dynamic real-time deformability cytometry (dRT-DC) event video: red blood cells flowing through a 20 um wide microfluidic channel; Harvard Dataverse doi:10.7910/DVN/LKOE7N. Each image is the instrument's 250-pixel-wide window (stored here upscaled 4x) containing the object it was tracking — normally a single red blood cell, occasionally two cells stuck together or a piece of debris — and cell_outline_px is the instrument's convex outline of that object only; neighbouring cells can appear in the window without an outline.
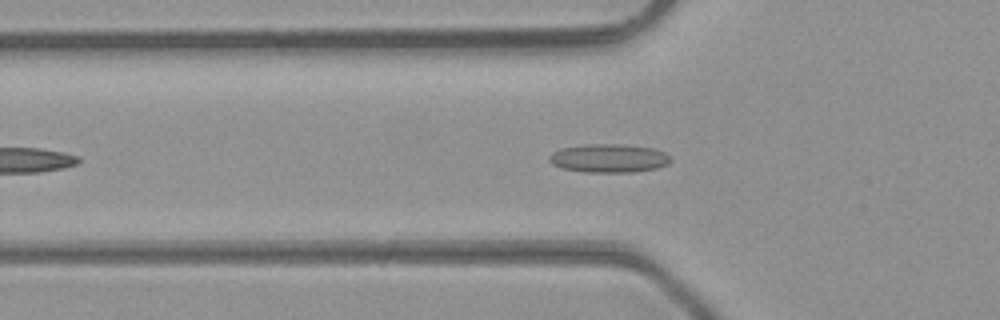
{"species": "common noctule bat (a hibernating species)", "species_latin": "Nyctalus noctula", "temperature_condition": "room temperature", "stored_images_in_passage": 34, "camera_frame_rate_fps": 3000, "um_per_image_px": 0.085, "animal": {"sex": "male", "body_mass_g": 23.1, "forearm_length_mm": 52.7}, "frame": {"image": 1, "passage_image": 8, "time_ms": 2.333, "image_size_px": [1000, 320], "cell_outline_px": [[672, 160], [668, 164], [656, 168], [632, 172], [584, 172], [560, 168], [552, 164], [548, 160], [548, 156], [552, 152], [560, 148], [584, 144], [624, 144], [652, 148], [664, 152]], "centroid_in_image_um": [51.7, 13.44], "position_along_channel_um": 74.1, "area_um2": 20.35}}
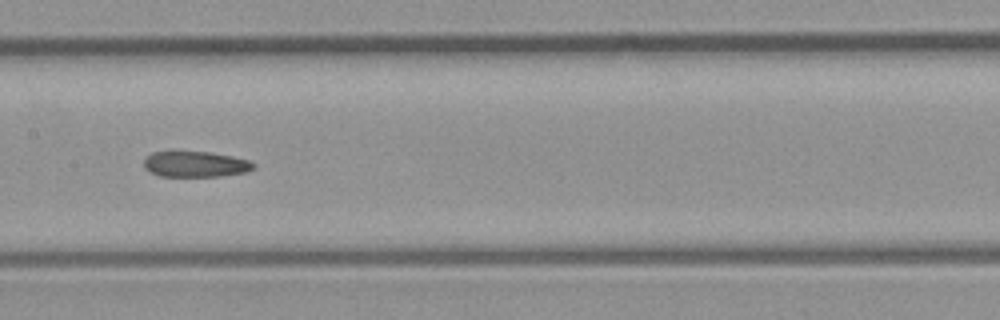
{"frame": {"image": 2, "passage_image": 16, "time_ms": 5.0, "image_size_px": [1000, 320], "cell_outline_px": [[256, 168], [248, 172], [220, 176], [160, 176], [144, 168], [144, 156], [152, 152], [168, 148], [172, 148], [212, 152], [232, 156], [248, 160], [256, 164]], "centroid_in_image_um": [16.56, 13.89], "position_along_channel_um": 190.8, "area_um2": 17.46}}
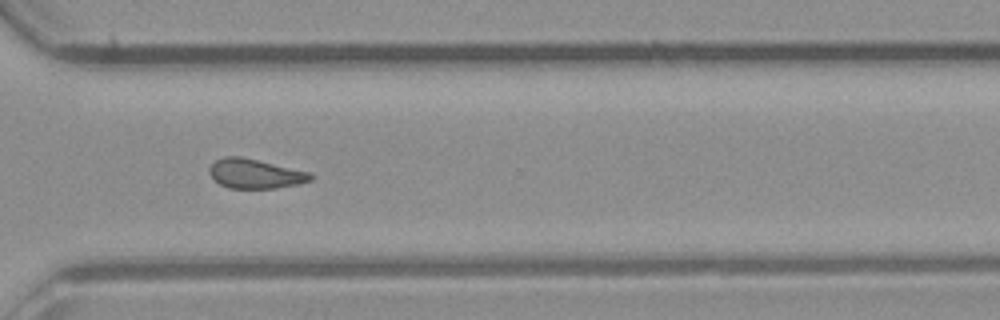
{"frame": {"image": 3, "passage_image": 27, "time_ms": 8.667, "image_size_px": [1000, 320], "cell_outline_px": [[312, 180], [300, 184], [276, 188], [228, 188], [220, 184], [208, 172], [208, 168], [216, 160], [224, 156], [240, 156], [308, 172], [312, 176]], "centroid_in_image_um": [21.66, 14.77], "position_along_channel_um": 348.9, "area_um2": 17.17}, "authors_computed_cell_mechanics": {"area_um2": 17.5712, "velocity_mm_per_s": 4.326, "shape_relaxation_time_tau1_ms": null, "shape_relaxation_time_tau2_ms": 2.8564, "deformation_change_tau1": null, "deformation_change_tau2": 0.1093}}